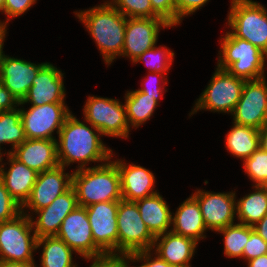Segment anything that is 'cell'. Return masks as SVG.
Wrapping results in <instances>:
<instances>
[{
	"label": "cell",
	"instance_id": "obj_29",
	"mask_svg": "<svg viewBox=\"0 0 267 267\" xmlns=\"http://www.w3.org/2000/svg\"><path fill=\"white\" fill-rule=\"evenodd\" d=\"M127 121L130 129H137L145 124L159 105L153 96L136 90H128L124 96ZM132 127V128H131Z\"/></svg>",
	"mask_w": 267,
	"mask_h": 267
},
{
	"label": "cell",
	"instance_id": "obj_5",
	"mask_svg": "<svg viewBox=\"0 0 267 267\" xmlns=\"http://www.w3.org/2000/svg\"><path fill=\"white\" fill-rule=\"evenodd\" d=\"M225 27L267 55V9L253 0H231Z\"/></svg>",
	"mask_w": 267,
	"mask_h": 267
},
{
	"label": "cell",
	"instance_id": "obj_31",
	"mask_svg": "<svg viewBox=\"0 0 267 267\" xmlns=\"http://www.w3.org/2000/svg\"><path fill=\"white\" fill-rule=\"evenodd\" d=\"M253 231V227L237 222L217 230L215 233L223 236L224 256L243 259L244 246Z\"/></svg>",
	"mask_w": 267,
	"mask_h": 267
},
{
	"label": "cell",
	"instance_id": "obj_15",
	"mask_svg": "<svg viewBox=\"0 0 267 267\" xmlns=\"http://www.w3.org/2000/svg\"><path fill=\"white\" fill-rule=\"evenodd\" d=\"M57 167L38 173L30 197L22 206V213L30 216L33 212L49 206L59 195L72 186V172ZM30 210V211H29Z\"/></svg>",
	"mask_w": 267,
	"mask_h": 267
},
{
	"label": "cell",
	"instance_id": "obj_4",
	"mask_svg": "<svg viewBox=\"0 0 267 267\" xmlns=\"http://www.w3.org/2000/svg\"><path fill=\"white\" fill-rule=\"evenodd\" d=\"M216 67L245 81L265 77L267 55L247 40L234 37L228 30L219 40Z\"/></svg>",
	"mask_w": 267,
	"mask_h": 267
},
{
	"label": "cell",
	"instance_id": "obj_43",
	"mask_svg": "<svg viewBox=\"0 0 267 267\" xmlns=\"http://www.w3.org/2000/svg\"><path fill=\"white\" fill-rule=\"evenodd\" d=\"M19 107L16 98L3 86L0 80V111H9Z\"/></svg>",
	"mask_w": 267,
	"mask_h": 267
},
{
	"label": "cell",
	"instance_id": "obj_49",
	"mask_svg": "<svg viewBox=\"0 0 267 267\" xmlns=\"http://www.w3.org/2000/svg\"><path fill=\"white\" fill-rule=\"evenodd\" d=\"M5 0H0V14L3 13Z\"/></svg>",
	"mask_w": 267,
	"mask_h": 267
},
{
	"label": "cell",
	"instance_id": "obj_13",
	"mask_svg": "<svg viewBox=\"0 0 267 267\" xmlns=\"http://www.w3.org/2000/svg\"><path fill=\"white\" fill-rule=\"evenodd\" d=\"M56 237L82 259L105 254L94 242L85 207L77 206L63 220Z\"/></svg>",
	"mask_w": 267,
	"mask_h": 267
},
{
	"label": "cell",
	"instance_id": "obj_48",
	"mask_svg": "<svg viewBox=\"0 0 267 267\" xmlns=\"http://www.w3.org/2000/svg\"><path fill=\"white\" fill-rule=\"evenodd\" d=\"M7 33H3V32H0V50L2 48H4V42H5V38H6V35Z\"/></svg>",
	"mask_w": 267,
	"mask_h": 267
},
{
	"label": "cell",
	"instance_id": "obj_25",
	"mask_svg": "<svg viewBox=\"0 0 267 267\" xmlns=\"http://www.w3.org/2000/svg\"><path fill=\"white\" fill-rule=\"evenodd\" d=\"M135 203L143 222L154 237L171 231L172 212L160 192Z\"/></svg>",
	"mask_w": 267,
	"mask_h": 267
},
{
	"label": "cell",
	"instance_id": "obj_2",
	"mask_svg": "<svg viewBox=\"0 0 267 267\" xmlns=\"http://www.w3.org/2000/svg\"><path fill=\"white\" fill-rule=\"evenodd\" d=\"M73 13L94 40L107 67L117 58H121L127 17L108 0L87 10H77Z\"/></svg>",
	"mask_w": 267,
	"mask_h": 267
},
{
	"label": "cell",
	"instance_id": "obj_10",
	"mask_svg": "<svg viewBox=\"0 0 267 267\" xmlns=\"http://www.w3.org/2000/svg\"><path fill=\"white\" fill-rule=\"evenodd\" d=\"M19 106L26 139L56 140L54 133L59 135L66 118L72 113L65 103L30 106L27 110L23 104Z\"/></svg>",
	"mask_w": 267,
	"mask_h": 267
},
{
	"label": "cell",
	"instance_id": "obj_50",
	"mask_svg": "<svg viewBox=\"0 0 267 267\" xmlns=\"http://www.w3.org/2000/svg\"><path fill=\"white\" fill-rule=\"evenodd\" d=\"M3 156H5V155H4V152H1V151H0V160L3 158Z\"/></svg>",
	"mask_w": 267,
	"mask_h": 267
},
{
	"label": "cell",
	"instance_id": "obj_47",
	"mask_svg": "<svg viewBox=\"0 0 267 267\" xmlns=\"http://www.w3.org/2000/svg\"><path fill=\"white\" fill-rule=\"evenodd\" d=\"M259 146L267 151V123L259 130Z\"/></svg>",
	"mask_w": 267,
	"mask_h": 267
},
{
	"label": "cell",
	"instance_id": "obj_35",
	"mask_svg": "<svg viewBox=\"0 0 267 267\" xmlns=\"http://www.w3.org/2000/svg\"><path fill=\"white\" fill-rule=\"evenodd\" d=\"M167 77L168 74L149 72V74L144 77V81L141 83V88H138L137 90L144 94L153 96L156 102H159L160 98L162 99L165 92H167Z\"/></svg>",
	"mask_w": 267,
	"mask_h": 267
},
{
	"label": "cell",
	"instance_id": "obj_46",
	"mask_svg": "<svg viewBox=\"0 0 267 267\" xmlns=\"http://www.w3.org/2000/svg\"><path fill=\"white\" fill-rule=\"evenodd\" d=\"M36 262L18 263L0 260V267H37Z\"/></svg>",
	"mask_w": 267,
	"mask_h": 267
},
{
	"label": "cell",
	"instance_id": "obj_36",
	"mask_svg": "<svg viewBox=\"0 0 267 267\" xmlns=\"http://www.w3.org/2000/svg\"><path fill=\"white\" fill-rule=\"evenodd\" d=\"M36 2L37 0H5L2 14L5 15L6 19L0 20V32L8 33L9 21L24 15Z\"/></svg>",
	"mask_w": 267,
	"mask_h": 267
},
{
	"label": "cell",
	"instance_id": "obj_18",
	"mask_svg": "<svg viewBox=\"0 0 267 267\" xmlns=\"http://www.w3.org/2000/svg\"><path fill=\"white\" fill-rule=\"evenodd\" d=\"M65 74L50 62H47L37 73L27 95L19 104L30 103L31 106H42L49 103H65Z\"/></svg>",
	"mask_w": 267,
	"mask_h": 267
},
{
	"label": "cell",
	"instance_id": "obj_30",
	"mask_svg": "<svg viewBox=\"0 0 267 267\" xmlns=\"http://www.w3.org/2000/svg\"><path fill=\"white\" fill-rule=\"evenodd\" d=\"M26 140L21 121L20 108L9 111H0V151L5 149L4 144L11 145L10 150H4V154L11 153L17 146ZM4 147V148H2Z\"/></svg>",
	"mask_w": 267,
	"mask_h": 267
},
{
	"label": "cell",
	"instance_id": "obj_51",
	"mask_svg": "<svg viewBox=\"0 0 267 267\" xmlns=\"http://www.w3.org/2000/svg\"><path fill=\"white\" fill-rule=\"evenodd\" d=\"M192 265H184V266H172V267H191Z\"/></svg>",
	"mask_w": 267,
	"mask_h": 267
},
{
	"label": "cell",
	"instance_id": "obj_22",
	"mask_svg": "<svg viewBox=\"0 0 267 267\" xmlns=\"http://www.w3.org/2000/svg\"><path fill=\"white\" fill-rule=\"evenodd\" d=\"M10 154L37 173L53 169L59 165L56 140L26 139Z\"/></svg>",
	"mask_w": 267,
	"mask_h": 267
},
{
	"label": "cell",
	"instance_id": "obj_32",
	"mask_svg": "<svg viewBox=\"0 0 267 267\" xmlns=\"http://www.w3.org/2000/svg\"><path fill=\"white\" fill-rule=\"evenodd\" d=\"M175 53L164 45L157 44L150 50L140 55L133 64L144 63L148 67V72L168 74L174 61Z\"/></svg>",
	"mask_w": 267,
	"mask_h": 267
},
{
	"label": "cell",
	"instance_id": "obj_6",
	"mask_svg": "<svg viewBox=\"0 0 267 267\" xmlns=\"http://www.w3.org/2000/svg\"><path fill=\"white\" fill-rule=\"evenodd\" d=\"M215 69L209 83L196 99L189 116L200 110L232 115L241 97L245 80L229 74L226 70L217 67Z\"/></svg>",
	"mask_w": 267,
	"mask_h": 267
},
{
	"label": "cell",
	"instance_id": "obj_28",
	"mask_svg": "<svg viewBox=\"0 0 267 267\" xmlns=\"http://www.w3.org/2000/svg\"><path fill=\"white\" fill-rule=\"evenodd\" d=\"M232 127L226 134L225 147L233 157L244 161L255 152L259 146V130L232 122Z\"/></svg>",
	"mask_w": 267,
	"mask_h": 267
},
{
	"label": "cell",
	"instance_id": "obj_7",
	"mask_svg": "<svg viewBox=\"0 0 267 267\" xmlns=\"http://www.w3.org/2000/svg\"><path fill=\"white\" fill-rule=\"evenodd\" d=\"M37 236L30 217L20 213L14 219L0 223V260L8 262H35Z\"/></svg>",
	"mask_w": 267,
	"mask_h": 267
},
{
	"label": "cell",
	"instance_id": "obj_42",
	"mask_svg": "<svg viewBox=\"0 0 267 267\" xmlns=\"http://www.w3.org/2000/svg\"><path fill=\"white\" fill-rule=\"evenodd\" d=\"M153 10L173 28L176 26L175 0H150Z\"/></svg>",
	"mask_w": 267,
	"mask_h": 267
},
{
	"label": "cell",
	"instance_id": "obj_9",
	"mask_svg": "<svg viewBox=\"0 0 267 267\" xmlns=\"http://www.w3.org/2000/svg\"><path fill=\"white\" fill-rule=\"evenodd\" d=\"M117 228L118 254L152 250L155 237L147 229L135 202L119 201Z\"/></svg>",
	"mask_w": 267,
	"mask_h": 267
},
{
	"label": "cell",
	"instance_id": "obj_16",
	"mask_svg": "<svg viewBox=\"0 0 267 267\" xmlns=\"http://www.w3.org/2000/svg\"><path fill=\"white\" fill-rule=\"evenodd\" d=\"M118 206L119 201H106L85 207L93 240L105 254H118Z\"/></svg>",
	"mask_w": 267,
	"mask_h": 267
},
{
	"label": "cell",
	"instance_id": "obj_14",
	"mask_svg": "<svg viewBox=\"0 0 267 267\" xmlns=\"http://www.w3.org/2000/svg\"><path fill=\"white\" fill-rule=\"evenodd\" d=\"M172 28L161 17L127 18L124 46L121 58H129L132 63L144 52L152 49L158 42L161 29Z\"/></svg>",
	"mask_w": 267,
	"mask_h": 267
},
{
	"label": "cell",
	"instance_id": "obj_44",
	"mask_svg": "<svg viewBox=\"0 0 267 267\" xmlns=\"http://www.w3.org/2000/svg\"><path fill=\"white\" fill-rule=\"evenodd\" d=\"M253 230L267 242V214L253 226Z\"/></svg>",
	"mask_w": 267,
	"mask_h": 267
},
{
	"label": "cell",
	"instance_id": "obj_39",
	"mask_svg": "<svg viewBox=\"0 0 267 267\" xmlns=\"http://www.w3.org/2000/svg\"><path fill=\"white\" fill-rule=\"evenodd\" d=\"M130 262H140V266L135 264L131 267H172L165 260L161 259L152 250H141L129 255Z\"/></svg>",
	"mask_w": 267,
	"mask_h": 267
},
{
	"label": "cell",
	"instance_id": "obj_8",
	"mask_svg": "<svg viewBox=\"0 0 267 267\" xmlns=\"http://www.w3.org/2000/svg\"><path fill=\"white\" fill-rule=\"evenodd\" d=\"M83 120L97 128L103 136L129 138L130 126L126 108L119 99L89 95L83 106Z\"/></svg>",
	"mask_w": 267,
	"mask_h": 267
},
{
	"label": "cell",
	"instance_id": "obj_20",
	"mask_svg": "<svg viewBox=\"0 0 267 267\" xmlns=\"http://www.w3.org/2000/svg\"><path fill=\"white\" fill-rule=\"evenodd\" d=\"M114 159L111 160L120 173L122 200L135 202L159 192L155 190L156 178L152 171L136 163L129 164L125 159Z\"/></svg>",
	"mask_w": 267,
	"mask_h": 267
},
{
	"label": "cell",
	"instance_id": "obj_3",
	"mask_svg": "<svg viewBox=\"0 0 267 267\" xmlns=\"http://www.w3.org/2000/svg\"><path fill=\"white\" fill-rule=\"evenodd\" d=\"M72 187L78 206L88 207L106 201H121V179L117 165L109 160L100 166L73 171Z\"/></svg>",
	"mask_w": 267,
	"mask_h": 267
},
{
	"label": "cell",
	"instance_id": "obj_37",
	"mask_svg": "<svg viewBox=\"0 0 267 267\" xmlns=\"http://www.w3.org/2000/svg\"><path fill=\"white\" fill-rule=\"evenodd\" d=\"M20 213H22V207L11 197L0 179V223L12 220Z\"/></svg>",
	"mask_w": 267,
	"mask_h": 267
},
{
	"label": "cell",
	"instance_id": "obj_38",
	"mask_svg": "<svg viewBox=\"0 0 267 267\" xmlns=\"http://www.w3.org/2000/svg\"><path fill=\"white\" fill-rule=\"evenodd\" d=\"M84 259L91 262L89 267H131L129 255L125 254H103Z\"/></svg>",
	"mask_w": 267,
	"mask_h": 267
},
{
	"label": "cell",
	"instance_id": "obj_27",
	"mask_svg": "<svg viewBox=\"0 0 267 267\" xmlns=\"http://www.w3.org/2000/svg\"><path fill=\"white\" fill-rule=\"evenodd\" d=\"M40 253V264L37 267H79L73 254H76L63 240L56 236L37 238V250Z\"/></svg>",
	"mask_w": 267,
	"mask_h": 267
},
{
	"label": "cell",
	"instance_id": "obj_17",
	"mask_svg": "<svg viewBox=\"0 0 267 267\" xmlns=\"http://www.w3.org/2000/svg\"><path fill=\"white\" fill-rule=\"evenodd\" d=\"M0 50V80L3 86L20 103L28 93L39 70L47 63H33L25 59L5 55Z\"/></svg>",
	"mask_w": 267,
	"mask_h": 267
},
{
	"label": "cell",
	"instance_id": "obj_41",
	"mask_svg": "<svg viewBox=\"0 0 267 267\" xmlns=\"http://www.w3.org/2000/svg\"><path fill=\"white\" fill-rule=\"evenodd\" d=\"M210 0H175L176 5V26L182 23L184 18L202 9Z\"/></svg>",
	"mask_w": 267,
	"mask_h": 267
},
{
	"label": "cell",
	"instance_id": "obj_11",
	"mask_svg": "<svg viewBox=\"0 0 267 267\" xmlns=\"http://www.w3.org/2000/svg\"><path fill=\"white\" fill-rule=\"evenodd\" d=\"M237 124L260 130L267 123V80L245 81L241 97L232 113Z\"/></svg>",
	"mask_w": 267,
	"mask_h": 267
},
{
	"label": "cell",
	"instance_id": "obj_45",
	"mask_svg": "<svg viewBox=\"0 0 267 267\" xmlns=\"http://www.w3.org/2000/svg\"><path fill=\"white\" fill-rule=\"evenodd\" d=\"M248 267H267V254L247 261Z\"/></svg>",
	"mask_w": 267,
	"mask_h": 267
},
{
	"label": "cell",
	"instance_id": "obj_40",
	"mask_svg": "<svg viewBox=\"0 0 267 267\" xmlns=\"http://www.w3.org/2000/svg\"><path fill=\"white\" fill-rule=\"evenodd\" d=\"M264 254H267V242L253 231L244 246L243 260L247 262Z\"/></svg>",
	"mask_w": 267,
	"mask_h": 267
},
{
	"label": "cell",
	"instance_id": "obj_1",
	"mask_svg": "<svg viewBox=\"0 0 267 267\" xmlns=\"http://www.w3.org/2000/svg\"><path fill=\"white\" fill-rule=\"evenodd\" d=\"M57 137L58 163L67 168L77 163L73 171L86 169L91 162L95 163V167L103 165L116 155L102 141L103 135L97 128L85 120L80 121L72 113L66 118Z\"/></svg>",
	"mask_w": 267,
	"mask_h": 267
},
{
	"label": "cell",
	"instance_id": "obj_21",
	"mask_svg": "<svg viewBox=\"0 0 267 267\" xmlns=\"http://www.w3.org/2000/svg\"><path fill=\"white\" fill-rule=\"evenodd\" d=\"M4 155L7 162H3L4 158L0 160V179L11 197L22 207L30 197L38 173L19 162L10 153ZM6 163H9L10 167L7 168Z\"/></svg>",
	"mask_w": 267,
	"mask_h": 267
},
{
	"label": "cell",
	"instance_id": "obj_34",
	"mask_svg": "<svg viewBox=\"0 0 267 267\" xmlns=\"http://www.w3.org/2000/svg\"><path fill=\"white\" fill-rule=\"evenodd\" d=\"M127 18L160 17L152 8L150 0H108Z\"/></svg>",
	"mask_w": 267,
	"mask_h": 267
},
{
	"label": "cell",
	"instance_id": "obj_26",
	"mask_svg": "<svg viewBox=\"0 0 267 267\" xmlns=\"http://www.w3.org/2000/svg\"><path fill=\"white\" fill-rule=\"evenodd\" d=\"M252 187V192L236 200L237 222L251 227L267 214V186Z\"/></svg>",
	"mask_w": 267,
	"mask_h": 267
},
{
	"label": "cell",
	"instance_id": "obj_23",
	"mask_svg": "<svg viewBox=\"0 0 267 267\" xmlns=\"http://www.w3.org/2000/svg\"><path fill=\"white\" fill-rule=\"evenodd\" d=\"M198 244L190 237L168 231L155 237L152 251L171 266L191 265Z\"/></svg>",
	"mask_w": 267,
	"mask_h": 267
},
{
	"label": "cell",
	"instance_id": "obj_24",
	"mask_svg": "<svg viewBox=\"0 0 267 267\" xmlns=\"http://www.w3.org/2000/svg\"><path fill=\"white\" fill-rule=\"evenodd\" d=\"M171 231L190 237L196 242L207 238L208 231L198 201L191 195L172 212Z\"/></svg>",
	"mask_w": 267,
	"mask_h": 267
},
{
	"label": "cell",
	"instance_id": "obj_19",
	"mask_svg": "<svg viewBox=\"0 0 267 267\" xmlns=\"http://www.w3.org/2000/svg\"><path fill=\"white\" fill-rule=\"evenodd\" d=\"M77 206L76 193L71 186L49 206L33 212L29 217L37 238L56 236L64 218Z\"/></svg>",
	"mask_w": 267,
	"mask_h": 267
},
{
	"label": "cell",
	"instance_id": "obj_33",
	"mask_svg": "<svg viewBox=\"0 0 267 267\" xmlns=\"http://www.w3.org/2000/svg\"><path fill=\"white\" fill-rule=\"evenodd\" d=\"M243 170L253 185L267 186V151L258 148L243 161Z\"/></svg>",
	"mask_w": 267,
	"mask_h": 267
},
{
	"label": "cell",
	"instance_id": "obj_12",
	"mask_svg": "<svg viewBox=\"0 0 267 267\" xmlns=\"http://www.w3.org/2000/svg\"><path fill=\"white\" fill-rule=\"evenodd\" d=\"M236 189L229 192L197 188L191 195L198 201L207 230L216 232L236 223Z\"/></svg>",
	"mask_w": 267,
	"mask_h": 267
}]
</instances>
